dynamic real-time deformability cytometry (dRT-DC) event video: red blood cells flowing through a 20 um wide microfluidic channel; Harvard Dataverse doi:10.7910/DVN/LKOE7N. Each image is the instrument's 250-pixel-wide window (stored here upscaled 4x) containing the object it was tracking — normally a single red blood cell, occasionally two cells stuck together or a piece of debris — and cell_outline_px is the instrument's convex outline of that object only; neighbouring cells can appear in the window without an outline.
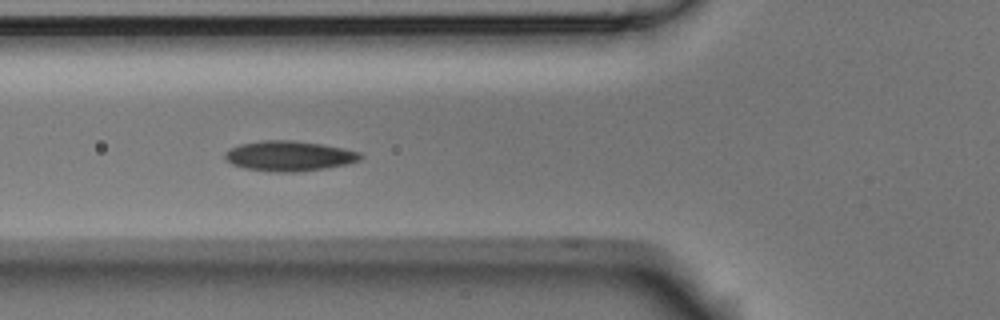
{"species": "Egyptian fruit bat (a non-hibernating species)", "species_latin": "Rousettus aegyptiacus", "temperature_condition": "room temperature", "stored_images_in_passage": 4, "camera_frame_rate_fps": 3000, "um_per_image_px": 0.085, "animal": {"sex": "male"}, "frame": {"image": 1, "passage_image": 3, "time_ms": 0.667, "image_size_px": [1000, 320], "cell_outline_px": [[364, 156], [360, 160], [348, 164], [324, 168], [296, 172], [268, 172], [244, 168], [232, 164], [224, 160], [224, 152], [240, 144], [264, 140], [292, 140], [320, 144], [344, 148], [360, 152]], "centroid_in_image_um": [24.57, 13.26], "position_along_channel_um": 101.2, "area_um2": 23.93}}
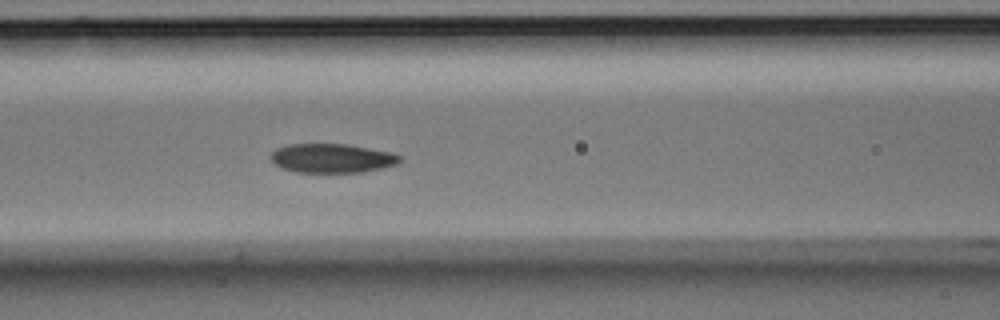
{"frame": {"image": 2, "passage_image": 4, "time_ms": 1.0, "image_size_px": [1000, 320], "cell_outline_px": [[404, 156], [396, 164], [364, 172], [296, 172], [280, 168], [268, 156], [276, 148], [288, 144], [348, 144], [392, 152]], "centroid_in_image_um": [28.21, 13.44], "position_along_channel_um": 138.4, "area_um2": 22.02}}